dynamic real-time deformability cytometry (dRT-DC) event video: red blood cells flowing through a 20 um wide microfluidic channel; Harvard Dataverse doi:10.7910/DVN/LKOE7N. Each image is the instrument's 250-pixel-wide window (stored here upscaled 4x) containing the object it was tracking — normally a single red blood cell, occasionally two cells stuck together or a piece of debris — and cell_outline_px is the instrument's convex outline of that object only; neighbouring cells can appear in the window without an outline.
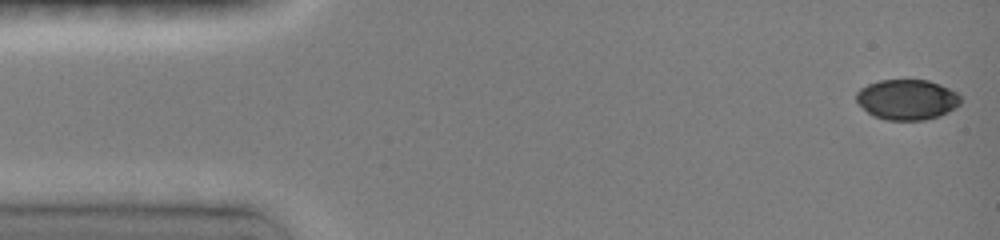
{"species": "common noctule bat (a hibernating species)", "species_latin": "Nyctalus noctula", "temperature_condition": "room temperature", "stored_images_in_passage": 47, "camera_frame_rate_fps": 3000, "um_per_image_px": 0.085, "animal": {"sex": "female", "body_mass_g": 19.0, "forearm_length_mm": 51.5}, "frame": {"image": 1, "passage_image": 1, "time_ms": 0.0, "image_size_px": [1000, 240], "cell_outline_px": [[960, 104], [956, 108], [940, 116], [924, 120], [888, 120], [872, 116], [856, 100], [856, 92], [860, 88], [868, 84], [880, 80], [928, 80], [940, 84], [956, 92], [960, 96]], "centroid_in_image_um": [77.11, 8.46], "position_along_channel_um": 7.9, "area_um2": 24.57}}
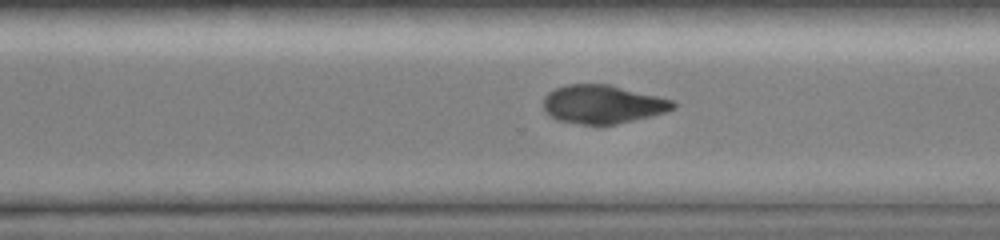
{"frame": {"image": 2, "passage_image": 33, "time_ms": 10.667, "image_size_px": [1000, 240], "cell_outline_px": [[676, 108], [652, 116], [616, 124], [580, 124], [556, 120], [548, 116], [544, 108], [544, 96], [548, 92], [556, 88], [568, 84], [608, 84], [672, 100], [676, 104]], "centroid_in_image_um": [51.19, 8.87], "position_along_channel_um": 319.4, "area_um2": 28.96}}
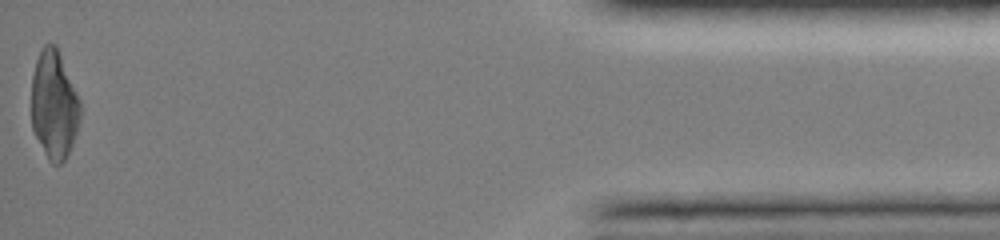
{"frame": {"image": 3, "passage_image": 47, "time_ms": 15.333, "image_size_px": [1000, 240], "cell_outline_px": [[80, 120], [72, 144], [64, 160], [60, 164], [52, 164], [48, 160], [32, 128], [32, 76], [36, 60], [40, 48], [44, 44], [56, 44], [80, 100]], "centroid_in_image_um": [4.59, 8.89], "position_along_channel_um": 430.6, "area_um2": 30.75}, "authors_computed_cell_mechanics": {"area_um2": 29.8248, "velocity_mm_per_s": 4.0201, "shape_relaxation_time_tau1_ms": 4.411, "shape_relaxation_time_tau2_ms": 9.2636, "deformation_change_tau1": 0.131, "deformation_change_tau2": 0.1247}}